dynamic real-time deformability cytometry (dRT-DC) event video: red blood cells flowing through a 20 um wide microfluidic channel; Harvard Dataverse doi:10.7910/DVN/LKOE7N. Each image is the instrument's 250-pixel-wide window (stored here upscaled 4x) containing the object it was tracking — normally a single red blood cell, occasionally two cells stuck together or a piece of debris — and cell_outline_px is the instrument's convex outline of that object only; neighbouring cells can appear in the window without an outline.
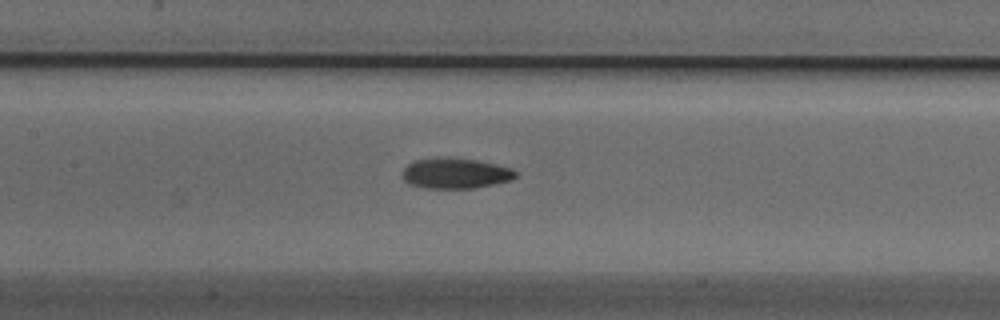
{"species": "Egyptian fruit bat (a non-hibernating species)", "species_latin": "Rousettus aegyptiacus", "temperature_condition": "cold", "stored_images_in_passage": 33, "camera_frame_rate_fps": 3000, "um_per_image_px": 0.085, "animal": {"sex": "male"}, "frame": {"image": 1, "passage_image": 11, "time_ms": 3.333, "image_size_px": [1000, 320], "cell_outline_px": [[516, 176], [512, 180], [472, 188], [428, 188], [408, 184], [404, 180], [400, 172], [408, 164], [416, 160], [476, 160], [512, 168], [516, 172]], "centroid_in_image_um": [38.7, 14.77], "position_along_channel_um": 168.7, "area_um2": 19.31}}
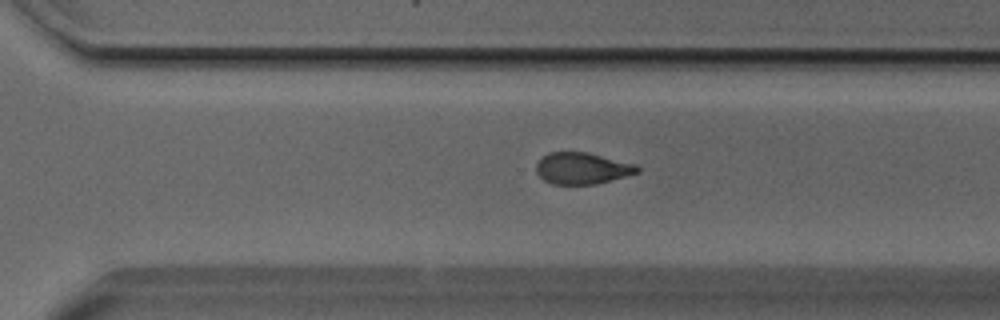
{"frame": {"image": 2, "passage_image": 23, "time_ms": 7.333, "image_size_px": [1000, 320], "cell_outline_px": [[640, 172], [596, 184], [552, 184], [544, 180], [536, 172], [536, 164], [548, 152], [588, 152], [636, 164], [640, 168]], "centroid_in_image_um": [49.5, 14.3], "position_along_channel_um": 321.1, "area_um2": 18.55}}
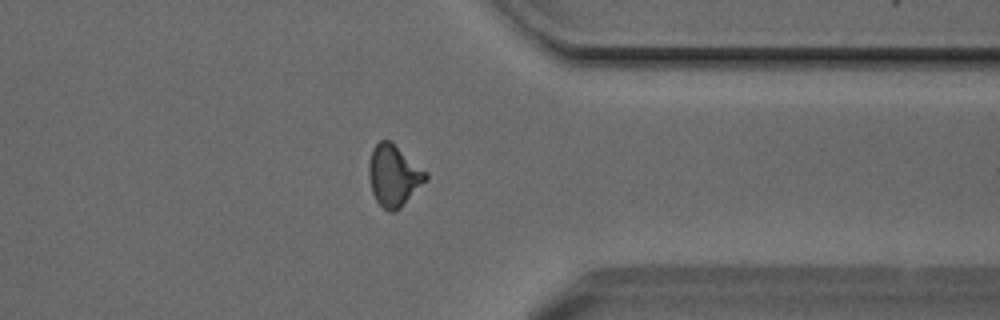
{"frame": {"image": 3, "passage_image": 28, "time_ms": 9.0, "image_size_px": [1000, 320], "cell_outline_px": [[428, 180], [396, 212], [388, 212], [376, 200], [372, 192], [368, 176], [368, 164], [372, 148], [380, 140], [388, 140], [428, 172]], "centroid_in_image_um": [33.47, 14.95], "position_along_channel_um": 377.9, "area_um2": 20.4}, "authors_computed_cell_mechanics": {"area_um2": 20.1722, "velocity_mm_per_s": 3.8214, "shape_relaxation_time_tau1_ms": 5.6409, "shape_relaxation_time_tau2_ms": 4.5258, "deformation_change_tau1": 0.156, "deformation_change_tau2": 0.1133}}